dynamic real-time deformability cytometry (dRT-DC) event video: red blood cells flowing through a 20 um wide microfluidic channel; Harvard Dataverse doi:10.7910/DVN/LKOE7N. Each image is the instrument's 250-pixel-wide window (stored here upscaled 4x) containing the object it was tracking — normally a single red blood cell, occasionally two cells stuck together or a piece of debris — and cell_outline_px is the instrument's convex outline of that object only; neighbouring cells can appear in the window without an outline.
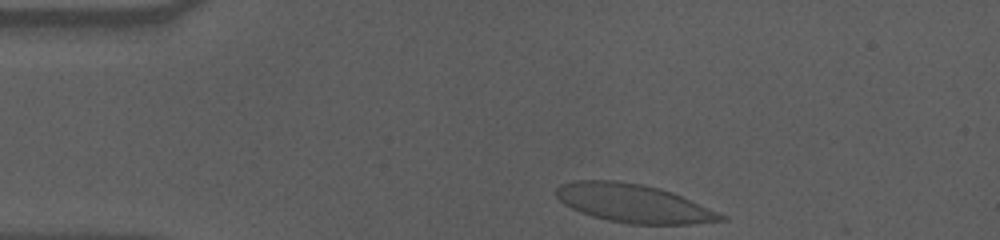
{"species": "human", "species_latin": "Homo sapiens", "temperature_condition": "cold", "stored_images_in_passage": 37, "camera_frame_rate_fps": 3000, "um_per_image_px": 0.085, "donor": {"sex": "male"}, "frame": {"image": 1, "passage_image": 1, "time_ms": 0.0, "image_size_px": [1000, 240], "cell_outline_px": [[728, 220], [688, 224], [628, 224], [608, 220], [592, 216], [580, 212], [564, 204], [556, 196], [556, 188], [560, 184], [576, 180], [616, 180], [640, 184], [660, 188], [672, 192], [728, 216]], "centroid_in_image_um": [53.85, 17.28], "position_along_channel_um": 31.2, "area_um2": 36.82}}
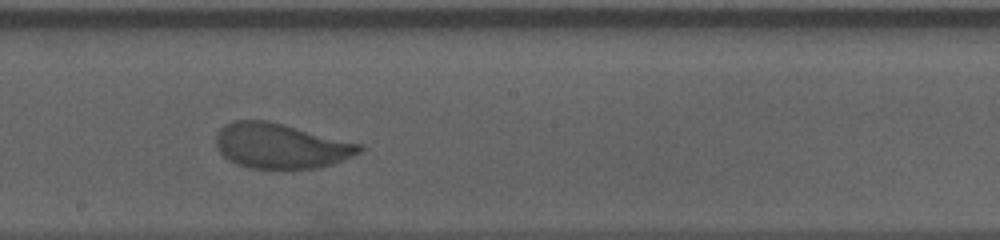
{"frame": {"image": 2, "passage_image": 22, "time_ms": 7.0, "image_size_px": [1000, 240], "cell_outline_px": [[364, 148], [360, 152], [352, 156], [332, 164], [320, 168], [248, 168], [236, 164], [228, 160], [216, 148], [216, 132], [224, 124], [232, 120], [268, 120], [364, 144]], "centroid_in_image_um": [23.85, 12.39], "position_along_channel_um": 224.3, "area_um2": 38.03}}
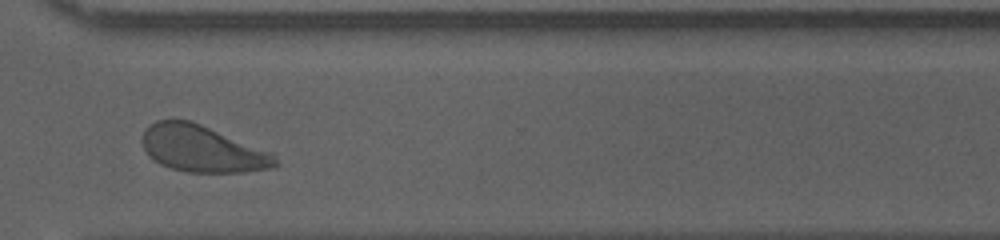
{"frame": {"image": 3, "passage_image": 33, "time_ms": 10.667, "image_size_px": [1000, 240], "cell_outline_px": [[280, 164], [276, 168], [244, 172], [188, 172], [172, 168], [160, 164], [144, 148], [140, 140], [148, 124], [156, 120], [192, 120], [272, 152]], "centroid_in_image_um": [17.24, 12.64], "position_along_channel_um": 353.4, "area_um2": 36.3}, "authors_computed_cell_mechanics": {"area_um2": 37.4544, "velocity_mm_per_s": 3.5156, "shape_relaxation_time_tau1_ms": 3.6973, "shape_relaxation_time_tau2_ms": null, "deformation_change_tau1": 0.1485, "deformation_change_tau2": null}}